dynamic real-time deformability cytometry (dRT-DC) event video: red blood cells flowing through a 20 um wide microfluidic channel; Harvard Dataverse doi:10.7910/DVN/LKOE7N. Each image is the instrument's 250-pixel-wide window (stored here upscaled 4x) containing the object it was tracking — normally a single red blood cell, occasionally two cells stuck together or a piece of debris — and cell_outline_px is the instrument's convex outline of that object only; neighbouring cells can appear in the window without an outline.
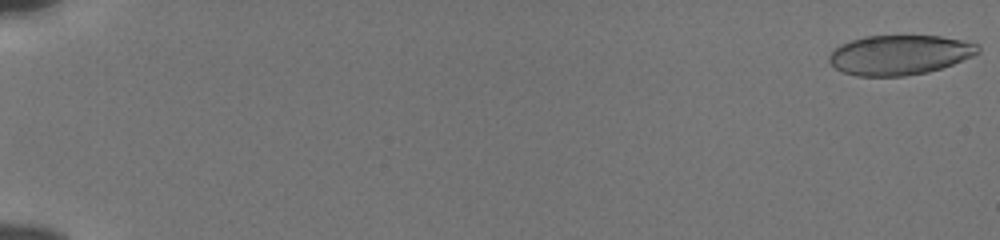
{"species": "human", "species_latin": "Homo sapiens", "temperature_condition": "cold", "stored_images_in_passage": 55, "camera_frame_rate_fps": 3000, "um_per_image_px": 0.085, "donor": {"sex": "male"}, "frame": {"image": 1, "passage_image": 1, "time_ms": 0.0, "image_size_px": [1000, 240], "cell_outline_px": [[980, 52], [972, 56], [952, 64], [928, 72], [904, 76], [856, 76], [844, 72], [836, 68], [828, 60], [828, 56], [840, 44], [864, 36], [940, 36], [980, 44]], "centroid_in_image_um": [76.47, 4.67], "position_along_channel_um": 8.5, "area_um2": 34.33}}
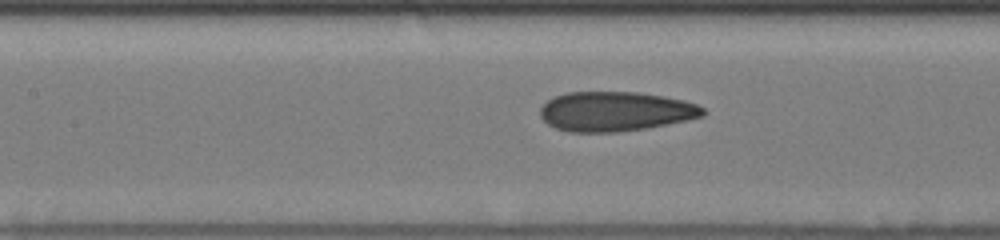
{"frame": {"image": 2, "passage_image": 28, "time_ms": 9.0, "image_size_px": [1000, 240], "cell_outline_px": [[708, 112], [704, 116], [648, 128], [616, 132], [568, 132], [556, 128], [548, 124], [540, 116], [540, 108], [552, 96], [568, 92], [640, 92], [664, 96], [684, 100], [696, 104], [704, 108]], "centroid_in_image_um": [52.31, 9.47], "position_along_channel_um": 155.1, "area_um2": 37.8}}
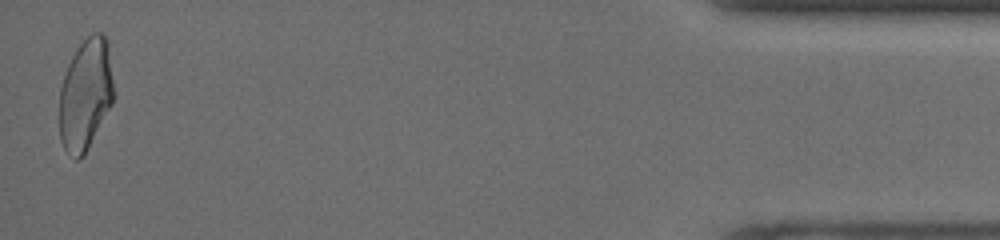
{"frame": {"image": 3, "passage_image": 55, "time_ms": 18.0, "image_size_px": [1000, 240], "cell_outline_px": [[112, 104], [84, 156], [76, 160], [64, 148], [60, 140], [60, 88], [68, 64], [76, 48], [92, 32], [104, 32], [108, 36], [112, 80]], "centroid_in_image_um": [7.27, 8.0], "position_along_channel_um": 427.9, "area_um2": 35.26}, "authors_computed_cell_mechanics": {"area_um2": 36.703, "velocity_mm_per_s": 3.8534, "shape_relaxation_time_tau1_ms": 5.3266, "shape_relaxation_time_tau2_ms": 1.2263, "deformation_change_tau1": 0.1578, "deformation_change_tau2": 0.0851}}